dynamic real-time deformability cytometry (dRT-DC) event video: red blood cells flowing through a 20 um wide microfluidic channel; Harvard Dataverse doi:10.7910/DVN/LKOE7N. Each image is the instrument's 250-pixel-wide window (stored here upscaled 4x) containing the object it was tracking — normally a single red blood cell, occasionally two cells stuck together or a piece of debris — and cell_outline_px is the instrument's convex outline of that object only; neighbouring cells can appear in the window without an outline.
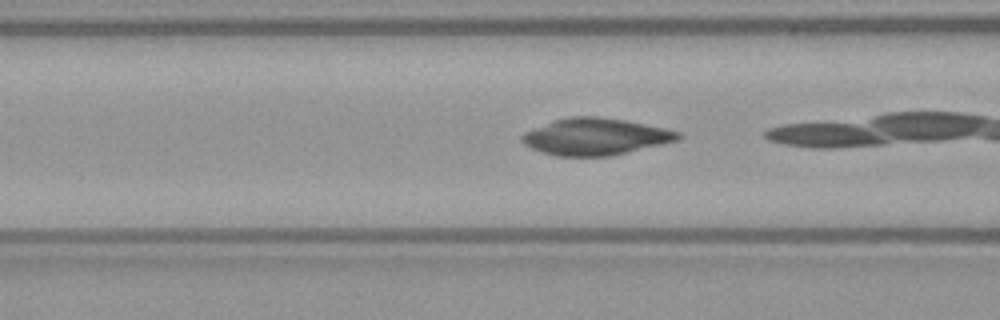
{"species": "common noctule bat (a hibernating species)", "species_latin": "Nyctalus noctula", "temperature_condition": "warm", "stored_images_in_passage": 11, "camera_frame_rate_fps": 3000, "um_per_image_px": 0.085, "animal": {"sex": "female", "body_mass_g": 21.9}, "frame": {"image": 1, "passage_image": 4, "time_ms": 1.0, "image_size_px": [1000, 320], "cell_outline_px": [[684, 136], [680, 140], [608, 156], [556, 156], [540, 152], [524, 144], [520, 140], [520, 136], [524, 132], [556, 120], [568, 116], [596, 116], [624, 120], [664, 128], [680, 132]], "centroid_in_image_um": [50.61, 11.62], "position_along_channel_um": 116.0, "area_um2": 33.29}}
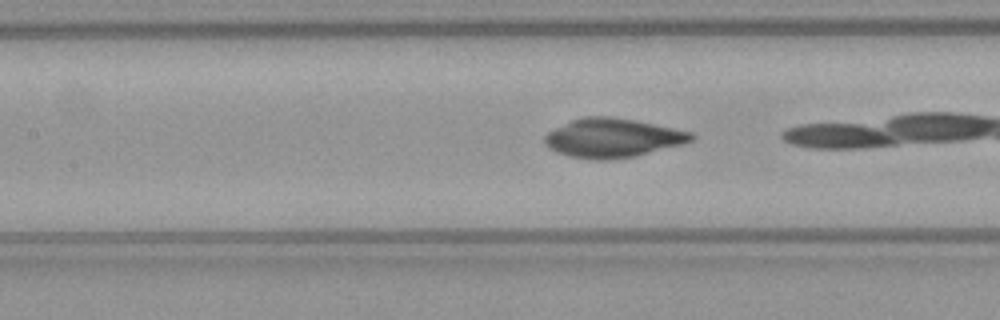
{"frame": {"image": 2, "passage_image": 7, "time_ms": 2.0, "image_size_px": [1000, 320], "cell_outline_px": [[696, 136], [692, 140], [684, 144], [636, 156], [608, 160], [592, 160], [568, 156], [556, 152], [548, 148], [544, 144], [544, 136], [548, 132], [572, 120], [584, 116], [612, 116], [692, 132]], "centroid_in_image_um": [52.05, 11.74], "position_along_channel_um": 155.3, "area_um2": 33.35}}